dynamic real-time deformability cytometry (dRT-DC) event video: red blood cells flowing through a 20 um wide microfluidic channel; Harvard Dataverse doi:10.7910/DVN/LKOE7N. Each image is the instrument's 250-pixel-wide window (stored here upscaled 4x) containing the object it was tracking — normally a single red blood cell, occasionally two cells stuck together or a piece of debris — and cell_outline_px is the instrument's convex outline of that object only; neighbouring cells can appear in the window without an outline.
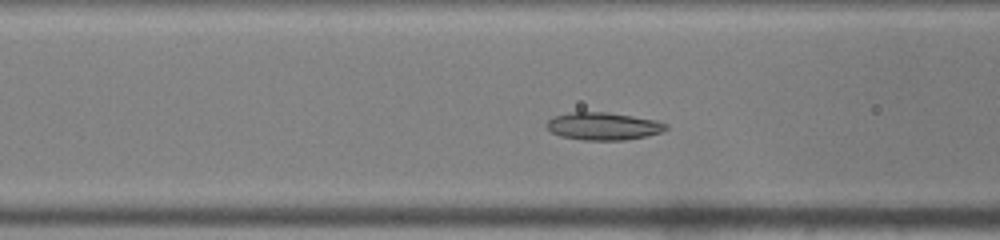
{"species": "common noctule bat (a hibernating species)", "species_latin": "Nyctalus noctula", "temperature_condition": "warm", "stored_images_in_passage": 35, "camera_frame_rate_fps": 3000, "um_per_image_px": 0.085, "animal": {"sex": "male", "body_mass_g": 19.0, "forearm_length_mm": 50.8}, "frame": {"image": 1, "passage_image": 5, "time_ms": 1.333, "image_size_px": [1000, 240], "cell_outline_px": [[668, 128], [660, 132], [644, 136], [624, 140], [584, 140], [560, 136], [552, 132], [544, 124], [548, 120], [556, 116], [572, 112], [608, 112], [656, 120], [668, 124]], "centroid_in_image_um": [51.27, 10.72], "position_along_channel_um": 115.3, "area_um2": 19.02}}
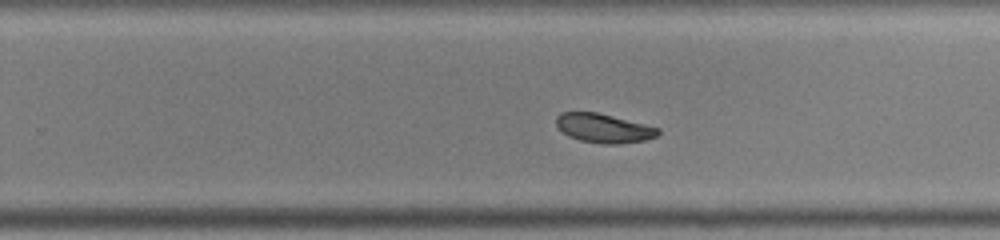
{"frame": {"image": 2, "passage_image": 17, "time_ms": 5.333, "image_size_px": [1000, 240], "cell_outline_px": [[660, 132], [656, 136], [644, 140], [620, 144], [600, 144], [580, 140], [568, 136], [556, 124], [556, 116], [560, 112], [596, 112], [660, 128]], "centroid_in_image_um": [51.3, 10.9], "position_along_channel_um": 278.5, "area_um2": 17.11}}
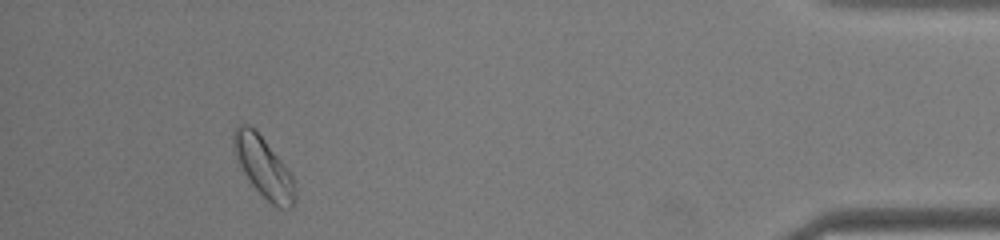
{"frame": {"image": 3, "passage_image": 31, "time_ms": 10.0, "image_size_px": [1000, 240], "cell_outline_px": [[296, 188], [292, 208], [280, 208], [272, 204], [252, 184], [244, 172], [236, 156], [232, 144], [232, 132], [240, 124], [248, 124], [264, 140], [280, 160], [292, 176]], "centroid_in_image_um": [22.39, 14.21], "position_along_channel_um": 412.8, "area_um2": 20.81}, "authors_computed_cell_mechanics": {"area_um2": 18.496, "velocity_mm_per_s": 4.0942, "shape_relaxation_time_tau1_ms": null, "shape_relaxation_time_tau2_ms": 4.9, "deformation_change_tau1": null, "deformation_change_tau2": 0.0753}}